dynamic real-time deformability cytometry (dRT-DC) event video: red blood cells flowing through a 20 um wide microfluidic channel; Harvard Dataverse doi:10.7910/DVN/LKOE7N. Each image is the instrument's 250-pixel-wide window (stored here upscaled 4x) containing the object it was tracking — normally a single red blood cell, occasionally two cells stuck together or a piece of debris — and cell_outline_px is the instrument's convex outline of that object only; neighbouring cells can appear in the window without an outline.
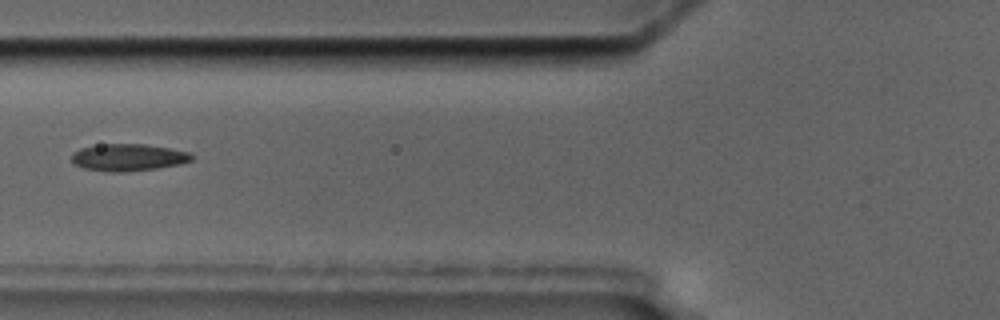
{"species": "common noctule bat (a hibernating species)", "species_latin": "Nyctalus noctula", "temperature_condition": "cold", "stored_images_in_passage": 6, "segment_of_instrument_passage": [2, 2], "camera_frame_rate_fps": 3000, "um_per_image_px": 0.085, "animal": {"sex": "male", "body_mass_g": 17.5, "forearm_length_mm": 52.3}, "frame": {"image": 1, "passage_image": 6, "time_ms": 5.667, "image_size_px": [1000, 320], "cell_outline_px": [[196, 156], [192, 160], [180, 164], [156, 168], [124, 172], [108, 172], [84, 168], [76, 164], [72, 160], [72, 152], [80, 148], [100, 144], [144, 144], [192, 152]], "centroid_in_image_um": [10.93, 13.37], "position_along_channel_um": 114.9, "area_um2": 19.02}}